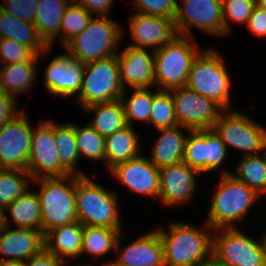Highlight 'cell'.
I'll use <instances>...</instances> for the list:
<instances>
[{"mask_svg":"<svg viewBox=\"0 0 266 266\" xmlns=\"http://www.w3.org/2000/svg\"><path fill=\"white\" fill-rule=\"evenodd\" d=\"M204 230L186 222H174L168 231L157 228L163 245L165 266H199L213 253L214 229Z\"/></svg>","mask_w":266,"mask_h":266,"instance_id":"obj_1","label":"cell"},{"mask_svg":"<svg viewBox=\"0 0 266 266\" xmlns=\"http://www.w3.org/2000/svg\"><path fill=\"white\" fill-rule=\"evenodd\" d=\"M75 198L77 220L83 226L122 228L115 192L105 189L87 175H76Z\"/></svg>","mask_w":266,"mask_h":266,"instance_id":"obj_2","label":"cell"},{"mask_svg":"<svg viewBox=\"0 0 266 266\" xmlns=\"http://www.w3.org/2000/svg\"><path fill=\"white\" fill-rule=\"evenodd\" d=\"M221 173L219 186L213 195L206 217V223L214 230L236 227L234 224L243 221L249 209L260 197L229 171Z\"/></svg>","mask_w":266,"mask_h":266,"instance_id":"obj_3","label":"cell"},{"mask_svg":"<svg viewBox=\"0 0 266 266\" xmlns=\"http://www.w3.org/2000/svg\"><path fill=\"white\" fill-rule=\"evenodd\" d=\"M33 181L41 185L40 191L36 193L41 204L44 235L53 228L78 221L75 198L76 175L41 177Z\"/></svg>","mask_w":266,"mask_h":266,"instance_id":"obj_4","label":"cell"},{"mask_svg":"<svg viewBox=\"0 0 266 266\" xmlns=\"http://www.w3.org/2000/svg\"><path fill=\"white\" fill-rule=\"evenodd\" d=\"M230 77L223 58L212 48L202 50L193 60L186 87L229 110Z\"/></svg>","mask_w":266,"mask_h":266,"instance_id":"obj_5","label":"cell"},{"mask_svg":"<svg viewBox=\"0 0 266 266\" xmlns=\"http://www.w3.org/2000/svg\"><path fill=\"white\" fill-rule=\"evenodd\" d=\"M191 41L193 37L178 35L172 42L154 50L155 85L161 86L160 90L186 86L193 60L202 51Z\"/></svg>","mask_w":266,"mask_h":266,"instance_id":"obj_6","label":"cell"},{"mask_svg":"<svg viewBox=\"0 0 266 266\" xmlns=\"http://www.w3.org/2000/svg\"><path fill=\"white\" fill-rule=\"evenodd\" d=\"M122 28L109 17H92L86 28L65 45L66 52L84 64L117 55ZM116 52H115V51Z\"/></svg>","mask_w":266,"mask_h":266,"instance_id":"obj_7","label":"cell"},{"mask_svg":"<svg viewBox=\"0 0 266 266\" xmlns=\"http://www.w3.org/2000/svg\"><path fill=\"white\" fill-rule=\"evenodd\" d=\"M123 93L117 55H113L85 64L80 93L75 101L84 109L121 99Z\"/></svg>","mask_w":266,"mask_h":266,"instance_id":"obj_8","label":"cell"},{"mask_svg":"<svg viewBox=\"0 0 266 266\" xmlns=\"http://www.w3.org/2000/svg\"><path fill=\"white\" fill-rule=\"evenodd\" d=\"M236 110H224L213 129L226 145L242 150L243 156L256 155L266 150V128Z\"/></svg>","mask_w":266,"mask_h":266,"instance_id":"obj_9","label":"cell"},{"mask_svg":"<svg viewBox=\"0 0 266 266\" xmlns=\"http://www.w3.org/2000/svg\"><path fill=\"white\" fill-rule=\"evenodd\" d=\"M213 254L231 266H266L264 238L253 240L237 226L214 230Z\"/></svg>","mask_w":266,"mask_h":266,"instance_id":"obj_10","label":"cell"},{"mask_svg":"<svg viewBox=\"0 0 266 266\" xmlns=\"http://www.w3.org/2000/svg\"><path fill=\"white\" fill-rule=\"evenodd\" d=\"M181 1L174 19L178 35L191 37V27L217 37L223 35L222 0Z\"/></svg>","mask_w":266,"mask_h":266,"instance_id":"obj_11","label":"cell"},{"mask_svg":"<svg viewBox=\"0 0 266 266\" xmlns=\"http://www.w3.org/2000/svg\"><path fill=\"white\" fill-rule=\"evenodd\" d=\"M178 125L191 130L211 129L224 111L217 103L189 88L170 90Z\"/></svg>","mask_w":266,"mask_h":266,"instance_id":"obj_12","label":"cell"},{"mask_svg":"<svg viewBox=\"0 0 266 266\" xmlns=\"http://www.w3.org/2000/svg\"><path fill=\"white\" fill-rule=\"evenodd\" d=\"M27 171L32 179L70 175L60 164L53 137V122L50 120H40L37 128L33 127Z\"/></svg>","mask_w":266,"mask_h":266,"instance_id":"obj_13","label":"cell"},{"mask_svg":"<svg viewBox=\"0 0 266 266\" xmlns=\"http://www.w3.org/2000/svg\"><path fill=\"white\" fill-rule=\"evenodd\" d=\"M21 111L0 128V168L27 170L33 127Z\"/></svg>","mask_w":266,"mask_h":266,"instance_id":"obj_14","label":"cell"},{"mask_svg":"<svg viewBox=\"0 0 266 266\" xmlns=\"http://www.w3.org/2000/svg\"><path fill=\"white\" fill-rule=\"evenodd\" d=\"M187 136L183 162L199 173L217 170L227 156V147L211 129L191 130Z\"/></svg>","mask_w":266,"mask_h":266,"instance_id":"obj_15","label":"cell"},{"mask_svg":"<svg viewBox=\"0 0 266 266\" xmlns=\"http://www.w3.org/2000/svg\"><path fill=\"white\" fill-rule=\"evenodd\" d=\"M85 64L69 53L59 54L44 70L43 83L51 95L78 96L84 75Z\"/></svg>","mask_w":266,"mask_h":266,"instance_id":"obj_16","label":"cell"},{"mask_svg":"<svg viewBox=\"0 0 266 266\" xmlns=\"http://www.w3.org/2000/svg\"><path fill=\"white\" fill-rule=\"evenodd\" d=\"M130 191L159 198L160 169L143 154L122 162L109 170Z\"/></svg>","mask_w":266,"mask_h":266,"instance_id":"obj_17","label":"cell"},{"mask_svg":"<svg viewBox=\"0 0 266 266\" xmlns=\"http://www.w3.org/2000/svg\"><path fill=\"white\" fill-rule=\"evenodd\" d=\"M121 236L115 248L117 258L108 261L105 266H165L163 245L157 229L139 236L125 248L120 246Z\"/></svg>","mask_w":266,"mask_h":266,"instance_id":"obj_18","label":"cell"},{"mask_svg":"<svg viewBox=\"0 0 266 266\" xmlns=\"http://www.w3.org/2000/svg\"><path fill=\"white\" fill-rule=\"evenodd\" d=\"M2 226L0 228V260L27 261L38 254L44 247L42 231L26 228H9V218L2 212Z\"/></svg>","mask_w":266,"mask_h":266,"instance_id":"obj_19","label":"cell"},{"mask_svg":"<svg viewBox=\"0 0 266 266\" xmlns=\"http://www.w3.org/2000/svg\"><path fill=\"white\" fill-rule=\"evenodd\" d=\"M132 43L139 48L159 49L172 42L178 32L174 20L159 16L135 13L129 18Z\"/></svg>","mask_w":266,"mask_h":266,"instance_id":"obj_20","label":"cell"},{"mask_svg":"<svg viewBox=\"0 0 266 266\" xmlns=\"http://www.w3.org/2000/svg\"><path fill=\"white\" fill-rule=\"evenodd\" d=\"M120 82L124 89L151 88L155 85L154 50L150 53L146 48L127 46L121 55L117 53ZM128 84V85H126Z\"/></svg>","mask_w":266,"mask_h":266,"instance_id":"obj_21","label":"cell"},{"mask_svg":"<svg viewBox=\"0 0 266 266\" xmlns=\"http://www.w3.org/2000/svg\"><path fill=\"white\" fill-rule=\"evenodd\" d=\"M197 170L181 162L160 169L159 199L168 207L180 206L196 192Z\"/></svg>","mask_w":266,"mask_h":266,"instance_id":"obj_22","label":"cell"},{"mask_svg":"<svg viewBox=\"0 0 266 266\" xmlns=\"http://www.w3.org/2000/svg\"><path fill=\"white\" fill-rule=\"evenodd\" d=\"M183 128L188 132L191 131L181 125L158 130L160 136L153 145L152 157L149 159L157 168L161 169L183 162L187 139Z\"/></svg>","mask_w":266,"mask_h":266,"instance_id":"obj_23","label":"cell"},{"mask_svg":"<svg viewBox=\"0 0 266 266\" xmlns=\"http://www.w3.org/2000/svg\"><path fill=\"white\" fill-rule=\"evenodd\" d=\"M84 226L78 221L49 230L44 235L45 248L61 259L81 256Z\"/></svg>","mask_w":266,"mask_h":266,"instance_id":"obj_24","label":"cell"},{"mask_svg":"<svg viewBox=\"0 0 266 266\" xmlns=\"http://www.w3.org/2000/svg\"><path fill=\"white\" fill-rule=\"evenodd\" d=\"M6 38L30 47L37 55L47 54L51 49L39 37L33 23L19 20L0 7V39Z\"/></svg>","mask_w":266,"mask_h":266,"instance_id":"obj_25","label":"cell"},{"mask_svg":"<svg viewBox=\"0 0 266 266\" xmlns=\"http://www.w3.org/2000/svg\"><path fill=\"white\" fill-rule=\"evenodd\" d=\"M133 128V126L127 125L105 137V156L108 170L142 154L139 145L140 137Z\"/></svg>","mask_w":266,"mask_h":266,"instance_id":"obj_26","label":"cell"},{"mask_svg":"<svg viewBox=\"0 0 266 266\" xmlns=\"http://www.w3.org/2000/svg\"><path fill=\"white\" fill-rule=\"evenodd\" d=\"M72 0H39L34 25L39 37L52 47L54 39L59 38L63 13Z\"/></svg>","mask_w":266,"mask_h":266,"instance_id":"obj_27","label":"cell"},{"mask_svg":"<svg viewBox=\"0 0 266 266\" xmlns=\"http://www.w3.org/2000/svg\"><path fill=\"white\" fill-rule=\"evenodd\" d=\"M40 55L31 61L3 65L0 69V87L10 96L27 93L35 82Z\"/></svg>","mask_w":266,"mask_h":266,"instance_id":"obj_28","label":"cell"},{"mask_svg":"<svg viewBox=\"0 0 266 266\" xmlns=\"http://www.w3.org/2000/svg\"><path fill=\"white\" fill-rule=\"evenodd\" d=\"M83 111L95 113V117L88 124L101 136L107 137L127 126L124 107L120 99L94 104Z\"/></svg>","mask_w":266,"mask_h":266,"instance_id":"obj_29","label":"cell"},{"mask_svg":"<svg viewBox=\"0 0 266 266\" xmlns=\"http://www.w3.org/2000/svg\"><path fill=\"white\" fill-rule=\"evenodd\" d=\"M9 212L16 228H26L42 231V213L39 196L36 192L27 190L3 212Z\"/></svg>","mask_w":266,"mask_h":266,"instance_id":"obj_30","label":"cell"},{"mask_svg":"<svg viewBox=\"0 0 266 266\" xmlns=\"http://www.w3.org/2000/svg\"><path fill=\"white\" fill-rule=\"evenodd\" d=\"M53 137L58 150L60 164L74 175L84 176L83 172L76 170L77 162L80 159L76 144L74 123H54Z\"/></svg>","mask_w":266,"mask_h":266,"instance_id":"obj_31","label":"cell"},{"mask_svg":"<svg viewBox=\"0 0 266 266\" xmlns=\"http://www.w3.org/2000/svg\"><path fill=\"white\" fill-rule=\"evenodd\" d=\"M264 152L263 155L259 153L243 156L236 173H231L258 196L266 194V150Z\"/></svg>","mask_w":266,"mask_h":266,"instance_id":"obj_32","label":"cell"},{"mask_svg":"<svg viewBox=\"0 0 266 266\" xmlns=\"http://www.w3.org/2000/svg\"><path fill=\"white\" fill-rule=\"evenodd\" d=\"M121 231L108 227L84 226L81 255L89 253L99 257L115 251L117 240L123 233Z\"/></svg>","mask_w":266,"mask_h":266,"instance_id":"obj_33","label":"cell"},{"mask_svg":"<svg viewBox=\"0 0 266 266\" xmlns=\"http://www.w3.org/2000/svg\"><path fill=\"white\" fill-rule=\"evenodd\" d=\"M32 180L27 170L0 168V213L29 190Z\"/></svg>","mask_w":266,"mask_h":266,"instance_id":"obj_34","label":"cell"},{"mask_svg":"<svg viewBox=\"0 0 266 266\" xmlns=\"http://www.w3.org/2000/svg\"><path fill=\"white\" fill-rule=\"evenodd\" d=\"M150 90L149 88H133L130 99H126V89H124L120 100L124 107L127 125L132 126L133 120L149 123L154 97V93Z\"/></svg>","mask_w":266,"mask_h":266,"instance_id":"obj_35","label":"cell"},{"mask_svg":"<svg viewBox=\"0 0 266 266\" xmlns=\"http://www.w3.org/2000/svg\"><path fill=\"white\" fill-rule=\"evenodd\" d=\"M76 144L81 157L105 161V137L101 136L88 123L84 127L74 124Z\"/></svg>","mask_w":266,"mask_h":266,"instance_id":"obj_36","label":"cell"},{"mask_svg":"<svg viewBox=\"0 0 266 266\" xmlns=\"http://www.w3.org/2000/svg\"><path fill=\"white\" fill-rule=\"evenodd\" d=\"M149 123L157 130L177 126L174 101L170 91L154 92Z\"/></svg>","mask_w":266,"mask_h":266,"instance_id":"obj_37","label":"cell"},{"mask_svg":"<svg viewBox=\"0 0 266 266\" xmlns=\"http://www.w3.org/2000/svg\"><path fill=\"white\" fill-rule=\"evenodd\" d=\"M93 16L75 0H72L60 24V36L64 45L77 34H80L88 25Z\"/></svg>","mask_w":266,"mask_h":266,"instance_id":"obj_38","label":"cell"},{"mask_svg":"<svg viewBox=\"0 0 266 266\" xmlns=\"http://www.w3.org/2000/svg\"><path fill=\"white\" fill-rule=\"evenodd\" d=\"M255 7L256 0H222L223 36L231 32L229 19L241 26L247 25Z\"/></svg>","mask_w":266,"mask_h":266,"instance_id":"obj_39","label":"cell"},{"mask_svg":"<svg viewBox=\"0 0 266 266\" xmlns=\"http://www.w3.org/2000/svg\"><path fill=\"white\" fill-rule=\"evenodd\" d=\"M37 54L11 39H0V65L31 61Z\"/></svg>","mask_w":266,"mask_h":266,"instance_id":"obj_40","label":"cell"},{"mask_svg":"<svg viewBox=\"0 0 266 266\" xmlns=\"http://www.w3.org/2000/svg\"><path fill=\"white\" fill-rule=\"evenodd\" d=\"M138 13L175 19L177 0H133Z\"/></svg>","mask_w":266,"mask_h":266,"instance_id":"obj_41","label":"cell"},{"mask_svg":"<svg viewBox=\"0 0 266 266\" xmlns=\"http://www.w3.org/2000/svg\"><path fill=\"white\" fill-rule=\"evenodd\" d=\"M5 6L0 7L19 20L34 23L39 0H5Z\"/></svg>","mask_w":266,"mask_h":266,"instance_id":"obj_42","label":"cell"},{"mask_svg":"<svg viewBox=\"0 0 266 266\" xmlns=\"http://www.w3.org/2000/svg\"><path fill=\"white\" fill-rule=\"evenodd\" d=\"M17 101L0 87V128L21 111L15 109Z\"/></svg>","mask_w":266,"mask_h":266,"instance_id":"obj_43","label":"cell"},{"mask_svg":"<svg viewBox=\"0 0 266 266\" xmlns=\"http://www.w3.org/2000/svg\"><path fill=\"white\" fill-rule=\"evenodd\" d=\"M248 29L257 36L266 37V10L257 6L254 8L249 21Z\"/></svg>","mask_w":266,"mask_h":266,"instance_id":"obj_44","label":"cell"},{"mask_svg":"<svg viewBox=\"0 0 266 266\" xmlns=\"http://www.w3.org/2000/svg\"><path fill=\"white\" fill-rule=\"evenodd\" d=\"M82 5L92 16L108 17L114 0H75ZM109 12V13H108Z\"/></svg>","mask_w":266,"mask_h":266,"instance_id":"obj_45","label":"cell"},{"mask_svg":"<svg viewBox=\"0 0 266 266\" xmlns=\"http://www.w3.org/2000/svg\"><path fill=\"white\" fill-rule=\"evenodd\" d=\"M27 266H63L65 263L45 247L26 261Z\"/></svg>","mask_w":266,"mask_h":266,"instance_id":"obj_46","label":"cell"},{"mask_svg":"<svg viewBox=\"0 0 266 266\" xmlns=\"http://www.w3.org/2000/svg\"><path fill=\"white\" fill-rule=\"evenodd\" d=\"M199 266H231V265L220 260L216 255L212 253Z\"/></svg>","mask_w":266,"mask_h":266,"instance_id":"obj_47","label":"cell"},{"mask_svg":"<svg viewBox=\"0 0 266 266\" xmlns=\"http://www.w3.org/2000/svg\"><path fill=\"white\" fill-rule=\"evenodd\" d=\"M0 266H27V265L26 261L1 259Z\"/></svg>","mask_w":266,"mask_h":266,"instance_id":"obj_48","label":"cell"},{"mask_svg":"<svg viewBox=\"0 0 266 266\" xmlns=\"http://www.w3.org/2000/svg\"><path fill=\"white\" fill-rule=\"evenodd\" d=\"M256 5L266 10V0H256Z\"/></svg>","mask_w":266,"mask_h":266,"instance_id":"obj_49","label":"cell"},{"mask_svg":"<svg viewBox=\"0 0 266 266\" xmlns=\"http://www.w3.org/2000/svg\"><path fill=\"white\" fill-rule=\"evenodd\" d=\"M78 266H93V263H88V264L86 263L84 265L82 264V265H78Z\"/></svg>","mask_w":266,"mask_h":266,"instance_id":"obj_50","label":"cell"},{"mask_svg":"<svg viewBox=\"0 0 266 266\" xmlns=\"http://www.w3.org/2000/svg\"><path fill=\"white\" fill-rule=\"evenodd\" d=\"M1 226H2V215L0 213V228H1Z\"/></svg>","mask_w":266,"mask_h":266,"instance_id":"obj_51","label":"cell"},{"mask_svg":"<svg viewBox=\"0 0 266 266\" xmlns=\"http://www.w3.org/2000/svg\"><path fill=\"white\" fill-rule=\"evenodd\" d=\"M263 238H264V241H265V244H266V233L264 234Z\"/></svg>","mask_w":266,"mask_h":266,"instance_id":"obj_52","label":"cell"}]
</instances>
